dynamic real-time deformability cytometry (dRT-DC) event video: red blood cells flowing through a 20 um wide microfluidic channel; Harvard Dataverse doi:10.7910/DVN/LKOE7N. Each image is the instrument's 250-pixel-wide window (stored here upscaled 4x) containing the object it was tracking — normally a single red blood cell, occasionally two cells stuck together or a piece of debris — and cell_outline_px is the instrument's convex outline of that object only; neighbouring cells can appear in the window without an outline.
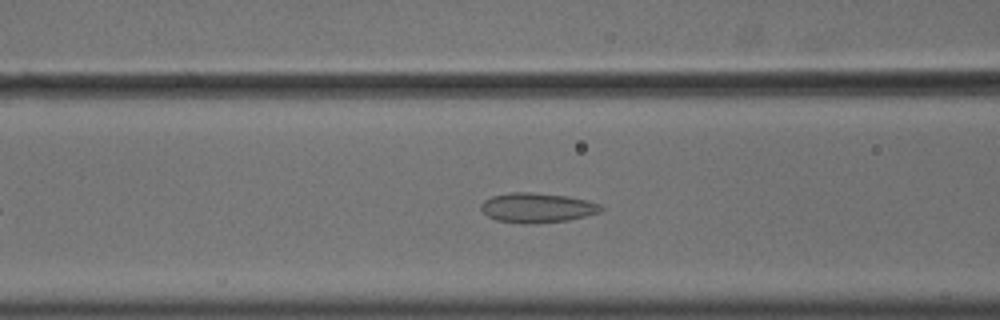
{"species": "common noctule bat (a hibernating species)", "species_latin": "Nyctalus noctula", "temperature_condition": "cold", "stored_images_in_passage": 47, "camera_frame_rate_fps": 3000, "um_per_image_px": 0.085, "animal": {"sex": "male", "body_mass_g": 18.8}, "frame": {"image": 1, "passage_image": 14, "time_ms": 4.333, "image_size_px": [1000, 320], "cell_outline_px": [[604, 208], [600, 212], [568, 220], [528, 224], [524, 224], [496, 220], [488, 216], [480, 208], [480, 204], [484, 200], [492, 196], [508, 192], [532, 192], [568, 196], [600, 204]], "centroid_in_image_um": [45.62, 17.65], "position_along_channel_um": 121.0, "area_um2": 20.75}}
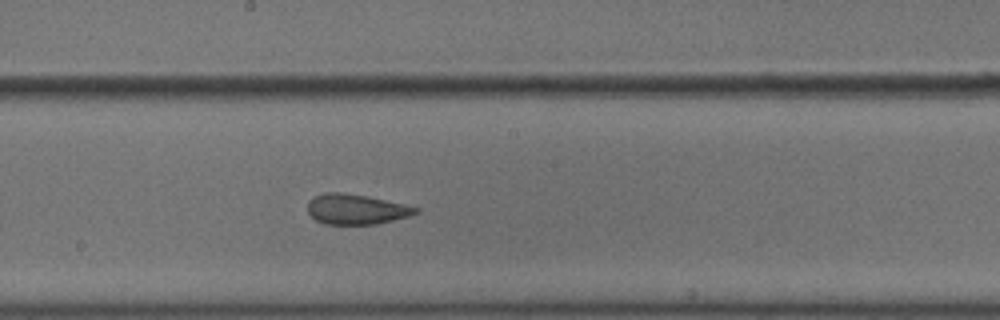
{"frame": {"image": 2, "passage_image": 22, "time_ms": 7.0, "image_size_px": [1000, 320], "cell_outline_px": [[420, 212], [412, 216], [376, 224], [324, 224], [316, 220], [308, 212], [308, 200], [312, 196], [328, 192], [344, 192], [368, 196], [404, 204], [420, 208]], "centroid_in_image_um": [30.29, 17.78], "position_along_channel_um": 217.9, "area_um2": 19.25}}
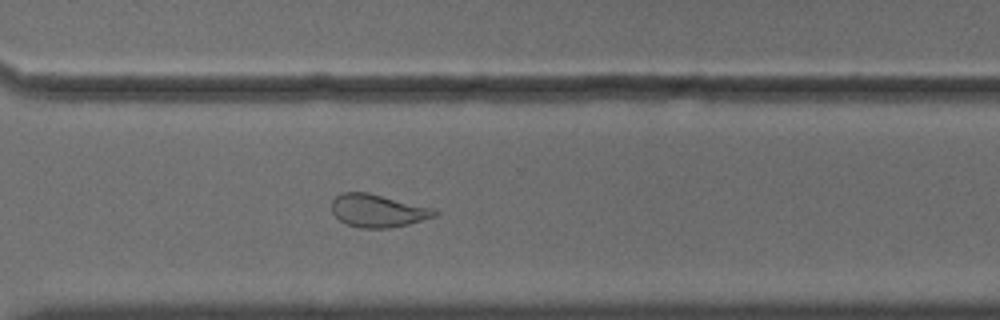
{"frame": {"image": 3, "passage_image": 32, "time_ms": 10.333, "image_size_px": [1000, 320], "cell_outline_px": [[440, 212], [436, 216], [408, 224], [388, 228], [360, 228], [344, 224], [332, 212], [332, 200], [336, 196], [344, 192], [368, 192], [432, 208]], "centroid_in_image_um": [32.1, 17.91], "position_along_channel_um": 338.5, "area_um2": 19.65}, "authors_computed_cell_mechanics": {"area_um2": 20.9814, "velocity_mm_per_s": 3.63, "shape_relaxation_time_tau1_ms": null, "shape_relaxation_time_tau2_ms": 2.0312, "deformation_change_tau1": null, "deformation_change_tau2": 0.0864}}